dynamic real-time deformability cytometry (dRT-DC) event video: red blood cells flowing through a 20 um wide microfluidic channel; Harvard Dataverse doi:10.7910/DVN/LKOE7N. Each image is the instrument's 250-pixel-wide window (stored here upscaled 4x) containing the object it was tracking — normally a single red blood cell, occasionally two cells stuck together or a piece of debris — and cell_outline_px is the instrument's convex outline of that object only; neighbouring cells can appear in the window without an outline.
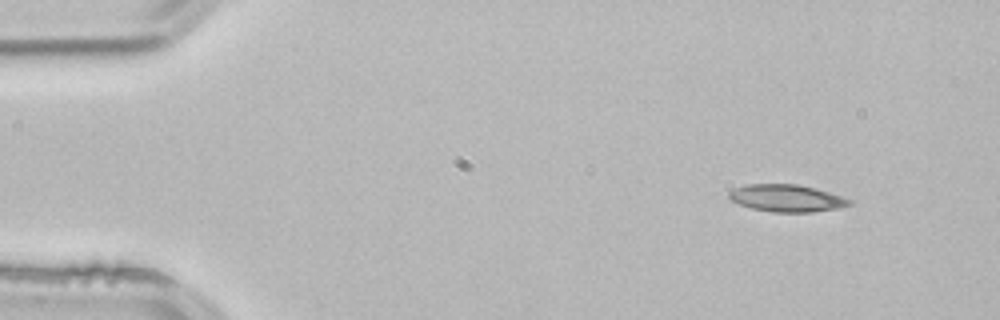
{"species": "common noctule bat (a hibernating species)", "species_latin": "Nyctalus noctula", "temperature_condition": "room temperature", "stored_images_in_passage": 3, "camera_frame_rate_fps": 3000, "um_per_image_px": 0.085, "animal": {"sex": "male", "body_mass_g": 21.5, "forearm_length_mm": 52.0}, "frame": {"image": 1, "passage_image": 1, "time_ms": 0.0, "image_size_px": [1000, 320], "cell_outline_px": [[852, 204], [840, 208], [812, 212], [772, 212], [752, 208], [740, 204], [732, 200], [728, 196], [728, 192], [736, 188], [748, 184], [800, 184], [816, 188], [852, 200]], "centroid_in_image_um": [66.89, 16.84], "position_along_channel_um": 18.1, "area_um2": 19.02}}
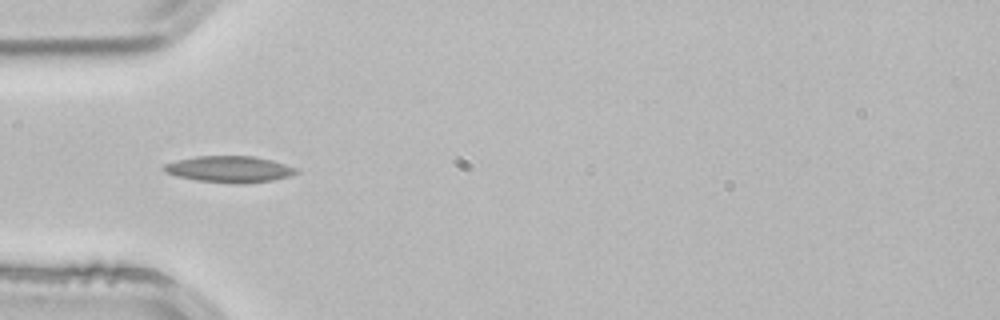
{"frame": {"image": 2, "passage_image": 3, "time_ms": 0.667, "image_size_px": [1000, 320], "cell_outline_px": [[300, 172], [288, 176], [272, 180], [244, 184], [232, 184], [196, 180], [176, 176], [164, 172], [164, 164], [176, 160], [196, 156], [252, 156], [272, 160], [296, 168]], "centroid_in_image_um": [19.48, 14.39], "position_along_channel_um": 65.5, "area_um2": 20.4}}